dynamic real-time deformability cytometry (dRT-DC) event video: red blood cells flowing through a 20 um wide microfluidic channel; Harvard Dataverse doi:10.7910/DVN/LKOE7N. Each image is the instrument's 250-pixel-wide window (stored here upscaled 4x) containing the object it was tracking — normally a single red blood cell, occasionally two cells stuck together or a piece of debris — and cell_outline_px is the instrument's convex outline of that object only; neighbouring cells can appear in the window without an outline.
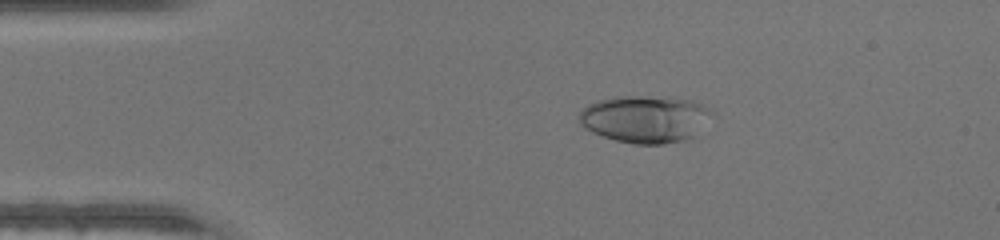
{"species": "human", "species_latin": "Homo sapiens", "temperature_condition": "warm", "stored_images_in_passage": 46, "camera_frame_rate_fps": 3000, "um_per_image_px": 0.085, "donor": {"sex": "male"}, "frame": {"image": 1, "passage_image": 8, "time_ms": 2.333, "image_size_px": [1000, 240], "cell_outline_px": [[716, 116], [696, 136], [664, 144], [636, 144], [616, 140], [592, 132], [580, 124], [580, 112], [588, 104], [600, 100], [616, 96], [672, 96], [692, 100], [704, 104]], "centroid_in_image_um": [54.94, 10.09], "position_along_channel_um": 30.1, "area_um2": 37.11}}
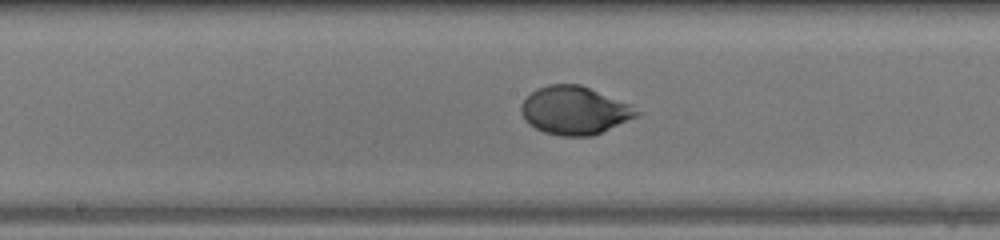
{"frame": {"image": 2, "passage_image": 23, "time_ms": 7.333, "image_size_px": [1000, 240], "cell_outline_px": [[644, 112], [636, 116], [592, 136], [560, 136], [544, 132], [528, 124], [524, 120], [520, 112], [520, 108], [524, 100], [536, 88], [548, 84], [580, 84], [628, 104]], "centroid_in_image_um": [48.79, 9.39], "position_along_channel_um": 199.4, "area_um2": 32.14}}
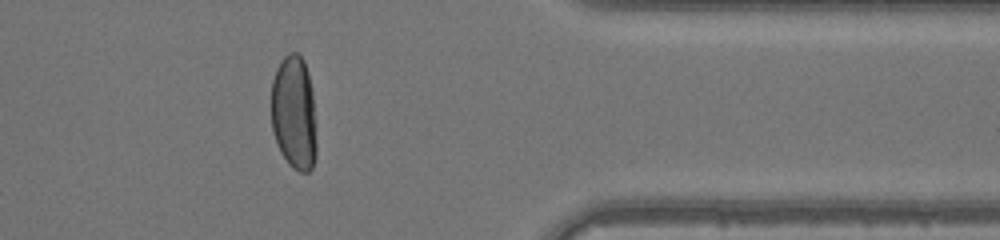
{"frame": {"image": 3, "passage_image": 37, "time_ms": 12.0, "image_size_px": [1000, 240], "cell_outline_px": [[316, 156], [312, 168], [308, 172], [300, 172], [292, 168], [288, 164], [280, 152], [272, 128], [272, 80], [276, 68], [280, 60], [288, 52], [296, 52], [304, 60], [308, 72], [312, 88], [316, 140]], "centroid_in_image_um": [24.99, 9.59], "position_along_channel_um": 386.4, "area_um2": 30.4}}